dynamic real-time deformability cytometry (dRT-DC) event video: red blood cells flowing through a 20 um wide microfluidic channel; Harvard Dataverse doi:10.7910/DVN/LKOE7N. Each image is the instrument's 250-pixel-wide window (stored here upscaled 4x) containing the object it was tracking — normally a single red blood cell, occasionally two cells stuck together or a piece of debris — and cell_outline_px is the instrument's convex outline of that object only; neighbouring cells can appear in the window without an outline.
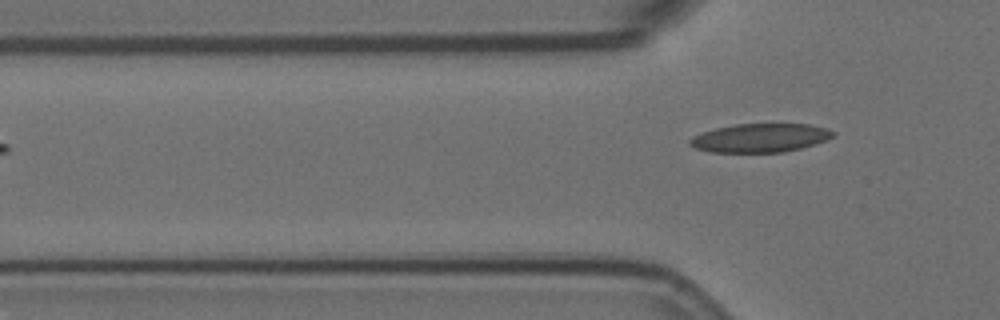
{"species": "Egyptian fruit bat (a non-hibernating species)", "species_latin": "Rousettus aegyptiacus", "temperature_condition": "room temperature", "stored_images_in_passage": 3, "segment_of_instrument_passage": [2, 2], "camera_frame_rate_fps": 3000, "um_per_image_px": 0.085, "animal": {"sex": "female"}, "frame": {"image": 1, "passage_image": 3, "time_ms": 0.667, "image_size_px": [1000, 320], "cell_outline_px": [[836, 136], [828, 140], [800, 148], [784, 152], [708, 152], [696, 148], [688, 144], [688, 140], [692, 136], [716, 128], [736, 124], [808, 124], [828, 128], [836, 132]], "centroid_in_image_um": [64.65, 11.72], "position_along_channel_um": 61.2, "area_um2": 24.04}}